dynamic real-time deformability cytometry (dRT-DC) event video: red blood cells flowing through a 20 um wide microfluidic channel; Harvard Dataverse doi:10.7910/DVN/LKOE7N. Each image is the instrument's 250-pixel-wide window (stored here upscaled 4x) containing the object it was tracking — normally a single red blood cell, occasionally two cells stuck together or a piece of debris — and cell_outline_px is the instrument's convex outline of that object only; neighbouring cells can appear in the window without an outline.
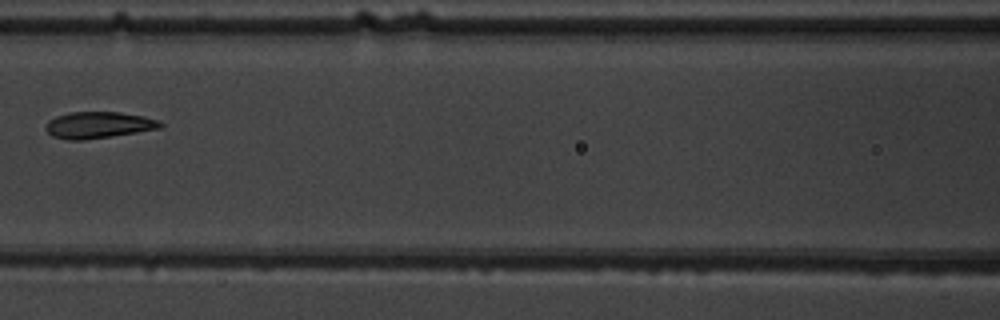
{"species": "common noctule bat (a hibernating species)", "species_latin": "Nyctalus noctula", "temperature_condition": "warm", "stored_images_in_passage": 7, "camera_frame_rate_fps": 3000, "um_per_image_px": 0.085, "animal": {"sex": "male", "body_mass_g": 19.5, "forearm_length_mm": 54.6}, "frame": {"image": 1, "passage_image": 6, "time_ms": 6.667, "image_size_px": [1000, 320], "cell_outline_px": [[164, 124], [160, 128], [112, 136], [84, 140], [68, 140], [52, 136], [44, 128], [48, 120], [56, 116], [68, 112], [120, 112], [144, 116], [160, 120]], "centroid_in_image_um": [8.35, 10.62], "position_along_channel_um": 158.2, "area_um2": 17.8}}
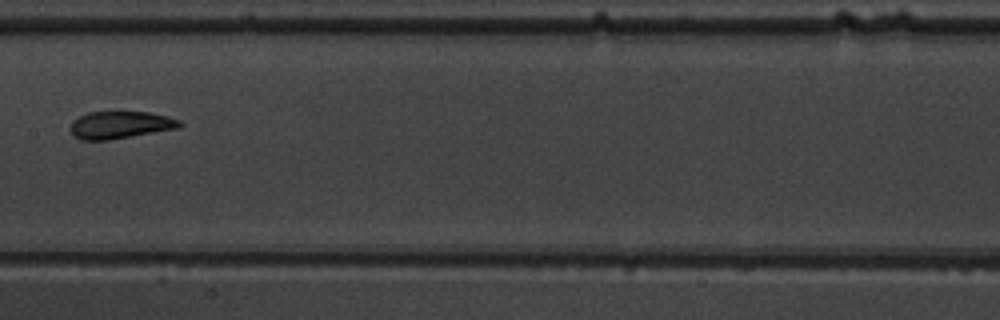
{"frame": {"image": 2, "passage_image": 7, "time_ms": 7.667, "image_size_px": [1000, 320], "cell_outline_px": [[184, 124], [176, 128], [108, 140], [80, 140], [72, 136], [72, 120], [88, 112], [148, 112], [168, 116], [180, 120]], "centroid_in_image_um": [10.2, 10.61], "position_along_channel_um": 197.2, "area_um2": 17.22}}